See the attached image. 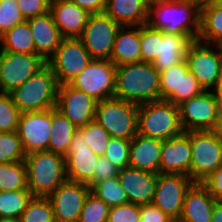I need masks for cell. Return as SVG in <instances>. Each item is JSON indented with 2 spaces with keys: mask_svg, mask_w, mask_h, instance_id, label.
Listing matches in <instances>:
<instances>
[{
  "mask_svg": "<svg viewBox=\"0 0 222 222\" xmlns=\"http://www.w3.org/2000/svg\"><path fill=\"white\" fill-rule=\"evenodd\" d=\"M6 92L2 88L1 81H0V97L3 96Z\"/></svg>",
  "mask_w": 222,
  "mask_h": 222,
  "instance_id": "cell-56",
  "label": "cell"
},
{
  "mask_svg": "<svg viewBox=\"0 0 222 222\" xmlns=\"http://www.w3.org/2000/svg\"><path fill=\"white\" fill-rule=\"evenodd\" d=\"M58 83L52 68L46 64L9 94L21 113L56 108Z\"/></svg>",
  "mask_w": 222,
  "mask_h": 222,
  "instance_id": "cell-4",
  "label": "cell"
},
{
  "mask_svg": "<svg viewBox=\"0 0 222 222\" xmlns=\"http://www.w3.org/2000/svg\"><path fill=\"white\" fill-rule=\"evenodd\" d=\"M26 20L32 32L35 54L40 55L47 62L54 55L63 38L59 29L50 12Z\"/></svg>",
  "mask_w": 222,
  "mask_h": 222,
  "instance_id": "cell-23",
  "label": "cell"
},
{
  "mask_svg": "<svg viewBox=\"0 0 222 222\" xmlns=\"http://www.w3.org/2000/svg\"><path fill=\"white\" fill-rule=\"evenodd\" d=\"M116 66L111 60L92 59V61L69 83L84 91L97 101L115 96Z\"/></svg>",
  "mask_w": 222,
  "mask_h": 222,
  "instance_id": "cell-7",
  "label": "cell"
},
{
  "mask_svg": "<svg viewBox=\"0 0 222 222\" xmlns=\"http://www.w3.org/2000/svg\"><path fill=\"white\" fill-rule=\"evenodd\" d=\"M210 222H222V203L216 201L214 204L212 219Z\"/></svg>",
  "mask_w": 222,
  "mask_h": 222,
  "instance_id": "cell-51",
  "label": "cell"
},
{
  "mask_svg": "<svg viewBox=\"0 0 222 222\" xmlns=\"http://www.w3.org/2000/svg\"><path fill=\"white\" fill-rule=\"evenodd\" d=\"M32 197L29 189L0 191V217L19 218Z\"/></svg>",
  "mask_w": 222,
  "mask_h": 222,
  "instance_id": "cell-32",
  "label": "cell"
},
{
  "mask_svg": "<svg viewBox=\"0 0 222 222\" xmlns=\"http://www.w3.org/2000/svg\"><path fill=\"white\" fill-rule=\"evenodd\" d=\"M78 131L83 135L88 147L97 156H104L111 137L99 123L93 120L87 125L79 127Z\"/></svg>",
  "mask_w": 222,
  "mask_h": 222,
  "instance_id": "cell-36",
  "label": "cell"
},
{
  "mask_svg": "<svg viewBox=\"0 0 222 222\" xmlns=\"http://www.w3.org/2000/svg\"><path fill=\"white\" fill-rule=\"evenodd\" d=\"M65 157L67 180L93 186L94 167L99 158L91 150L83 135L77 131Z\"/></svg>",
  "mask_w": 222,
  "mask_h": 222,
  "instance_id": "cell-18",
  "label": "cell"
},
{
  "mask_svg": "<svg viewBox=\"0 0 222 222\" xmlns=\"http://www.w3.org/2000/svg\"><path fill=\"white\" fill-rule=\"evenodd\" d=\"M114 97L138 105L160 100V73L142 61L116 67Z\"/></svg>",
  "mask_w": 222,
  "mask_h": 222,
  "instance_id": "cell-1",
  "label": "cell"
},
{
  "mask_svg": "<svg viewBox=\"0 0 222 222\" xmlns=\"http://www.w3.org/2000/svg\"><path fill=\"white\" fill-rule=\"evenodd\" d=\"M49 12L63 38H79L91 15L69 0H58L50 3Z\"/></svg>",
  "mask_w": 222,
  "mask_h": 222,
  "instance_id": "cell-21",
  "label": "cell"
},
{
  "mask_svg": "<svg viewBox=\"0 0 222 222\" xmlns=\"http://www.w3.org/2000/svg\"><path fill=\"white\" fill-rule=\"evenodd\" d=\"M217 5L222 7V0H213Z\"/></svg>",
  "mask_w": 222,
  "mask_h": 222,
  "instance_id": "cell-57",
  "label": "cell"
},
{
  "mask_svg": "<svg viewBox=\"0 0 222 222\" xmlns=\"http://www.w3.org/2000/svg\"><path fill=\"white\" fill-rule=\"evenodd\" d=\"M216 201L201 182H194L186 192L178 222H210Z\"/></svg>",
  "mask_w": 222,
  "mask_h": 222,
  "instance_id": "cell-24",
  "label": "cell"
},
{
  "mask_svg": "<svg viewBox=\"0 0 222 222\" xmlns=\"http://www.w3.org/2000/svg\"><path fill=\"white\" fill-rule=\"evenodd\" d=\"M28 189L25 161L0 164V191Z\"/></svg>",
  "mask_w": 222,
  "mask_h": 222,
  "instance_id": "cell-31",
  "label": "cell"
},
{
  "mask_svg": "<svg viewBox=\"0 0 222 222\" xmlns=\"http://www.w3.org/2000/svg\"><path fill=\"white\" fill-rule=\"evenodd\" d=\"M217 200L222 199V165L201 182Z\"/></svg>",
  "mask_w": 222,
  "mask_h": 222,
  "instance_id": "cell-48",
  "label": "cell"
},
{
  "mask_svg": "<svg viewBox=\"0 0 222 222\" xmlns=\"http://www.w3.org/2000/svg\"><path fill=\"white\" fill-rule=\"evenodd\" d=\"M0 222H20L19 218L0 217Z\"/></svg>",
  "mask_w": 222,
  "mask_h": 222,
  "instance_id": "cell-54",
  "label": "cell"
},
{
  "mask_svg": "<svg viewBox=\"0 0 222 222\" xmlns=\"http://www.w3.org/2000/svg\"><path fill=\"white\" fill-rule=\"evenodd\" d=\"M120 27L105 13L91 14L79 38L93 59L110 60Z\"/></svg>",
  "mask_w": 222,
  "mask_h": 222,
  "instance_id": "cell-12",
  "label": "cell"
},
{
  "mask_svg": "<svg viewBox=\"0 0 222 222\" xmlns=\"http://www.w3.org/2000/svg\"><path fill=\"white\" fill-rule=\"evenodd\" d=\"M25 19L44 15L50 10L48 0H16Z\"/></svg>",
  "mask_w": 222,
  "mask_h": 222,
  "instance_id": "cell-45",
  "label": "cell"
},
{
  "mask_svg": "<svg viewBox=\"0 0 222 222\" xmlns=\"http://www.w3.org/2000/svg\"><path fill=\"white\" fill-rule=\"evenodd\" d=\"M215 46L216 48H213ZM185 60L189 71L205 91L215 86L222 72V51L219 45L199 40L192 41L187 49Z\"/></svg>",
  "mask_w": 222,
  "mask_h": 222,
  "instance_id": "cell-8",
  "label": "cell"
},
{
  "mask_svg": "<svg viewBox=\"0 0 222 222\" xmlns=\"http://www.w3.org/2000/svg\"><path fill=\"white\" fill-rule=\"evenodd\" d=\"M127 28L121 26L115 37L110 60L116 67L141 62L140 26Z\"/></svg>",
  "mask_w": 222,
  "mask_h": 222,
  "instance_id": "cell-26",
  "label": "cell"
},
{
  "mask_svg": "<svg viewBox=\"0 0 222 222\" xmlns=\"http://www.w3.org/2000/svg\"><path fill=\"white\" fill-rule=\"evenodd\" d=\"M191 162L190 131L163 140L160 174L188 175L191 178Z\"/></svg>",
  "mask_w": 222,
  "mask_h": 222,
  "instance_id": "cell-19",
  "label": "cell"
},
{
  "mask_svg": "<svg viewBox=\"0 0 222 222\" xmlns=\"http://www.w3.org/2000/svg\"><path fill=\"white\" fill-rule=\"evenodd\" d=\"M91 188L84 183L66 180L47 198L51 202L55 222H78Z\"/></svg>",
  "mask_w": 222,
  "mask_h": 222,
  "instance_id": "cell-15",
  "label": "cell"
},
{
  "mask_svg": "<svg viewBox=\"0 0 222 222\" xmlns=\"http://www.w3.org/2000/svg\"><path fill=\"white\" fill-rule=\"evenodd\" d=\"M19 220L20 222H55L51 202L47 197H32Z\"/></svg>",
  "mask_w": 222,
  "mask_h": 222,
  "instance_id": "cell-35",
  "label": "cell"
},
{
  "mask_svg": "<svg viewBox=\"0 0 222 222\" xmlns=\"http://www.w3.org/2000/svg\"><path fill=\"white\" fill-rule=\"evenodd\" d=\"M69 1L85 9L90 14L104 13L106 8V0H69Z\"/></svg>",
  "mask_w": 222,
  "mask_h": 222,
  "instance_id": "cell-49",
  "label": "cell"
},
{
  "mask_svg": "<svg viewBox=\"0 0 222 222\" xmlns=\"http://www.w3.org/2000/svg\"><path fill=\"white\" fill-rule=\"evenodd\" d=\"M27 186L33 197H48L67 180L65 157L49 150L26 154Z\"/></svg>",
  "mask_w": 222,
  "mask_h": 222,
  "instance_id": "cell-3",
  "label": "cell"
},
{
  "mask_svg": "<svg viewBox=\"0 0 222 222\" xmlns=\"http://www.w3.org/2000/svg\"><path fill=\"white\" fill-rule=\"evenodd\" d=\"M91 193L110 207L128 203V197L118 177L102 180L91 187Z\"/></svg>",
  "mask_w": 222,
  "mask_h": 222,
  "instance_id": "cell-33",
  "label": "cell"
},
{
  "mask_svg": "<svg viewBox=\"0 0 222 222\" xmlns=\"http://www.w3.org/2000/svg\"><path fill=\"white\" fill-rule=\"evenodd\" d=\"M25 20L16 0H0V37Z\"/></svg>",
  "mask_w": 222,
  "mask_h": 222,
  "instance_id": "cell-42",
  "label": "cell"
},
{
  "mask_svg": "<svg viewBox=\"0 0 222 222\" xmlns=\"http://www.w3.org/2000/svg\"><path fill=\"white\" fill-rule=\"evenodd\" d=\"M197 40L219 45L222 43V7L206 0L200 8V33Z\"/></svg>",
  "mask_w": 222,
  "mask_h": 222,
  "instance_id": "cell-28",
  "label": "cell"
},
{
  "mask_svg": "<svg viewBox=\"0 0 222 222\" xmlns=\"http://www.w3.org/2000/svg\"><path fill=\"white\" fill-rule=\"evenodd\" d=\"M50 3H52V2H55V1H58V0H48Z\"/></svg>",
  "mask_w": 222,
  "mask_h": 222,
  "instance_id": "cell-58",
  "label": "cell"
},
{
  "mask_svg": "<svg viewBox=\"0 0 222 222\" xmlns=\"http://www.w3.org/2000/svg\"><path fill=\"white\" fill-rule=\"evenodd\" d=\"M204 91L197 78L189 71L188 64L184 59L181 62L180 103L199 96Z\"/></svg>",
  "mask_w": 222,
  "mask_h": 222,
  "instance_id": "cell-43",
  "label": "cell"
},
{
  "mask_svg": "<svg viewBox=\"0 0 222 222\" xmlns=\"http://www.w3.org/2000/svg\"><path fill=\"white\" fill-rule=\"evenodd\" d=\"M26 152L17 132H0V164L24 161Z\"/></svg>",
  "mask_w": 222,
  "mask_h": 222,
  "instance_id": "cell-37",
  "label": "cell"
},
{
  "mask_svg": "<svg viewBox=\"0 0 222 222\" xmlns=\"http://www.w3.org/2000/svg\"><path fill=\"white\" fill-rule=\"evenodd\" d=\"M181 62L160 72V100L180 104Z\"/></svg>",
  "mask_w": 222,
  "mask_h": 222,
  "instance_id": "cell-34",
  "label": "cell"
},
{
  "mask_svg": "<svg viewBox=\"0 0 222 222\" xmlns=\"http://www.w3.org/2000/svg\"><path fill=\"white\" fill-rule=\"evenodd\" d=\"M179 107L166 100L139 105L138 133L151 138L167 140L183 133Z\"/></svg>",
  "mask_w": 222,
  "mask_h": 222,
  "instance_id": "cell-5",
  "label": "cell"
},
{
  "mask_svg": "<svg viewBox=\"0 0 222 222\" xmlns=\"http://www.w3.org/2000/svg\"><path fill=\"white\" fill-rule=\"evenodd\" d=\"M184 132L212 131L220 114V107L211 90L178 105Z\"/></svg>",
  "mask_w": 222,
  "mask_h": 222,
  "instance_id": "cell-11",
  "label": "cell"
},
{
  "mask_svg": "<svg viewBox=\"0 0 222 222\" xmlns=\"http://www.w3.org/2000/svg\"><path fill=\"white\" fill-rule=\"evenodd\" d=\"M191 179L202 182L222 165V141L212 131H190Z\"/></svg>",
  "mask_w": 222,
  "mask_h": 222,
  "instance_id": "cell-9",
  "label": "cell"
},
{
  "mask_svg": "<svg viewBox=\"0 0 222 222\" xmlns=\"http://www.w3.org/2000/svg\"><path fill=\"white\" fill-rule=\"evenodd\" d=\"M158 174L127 166L118 171V179L128 201L133 204H151L155 195Z\"/></svg>",
  "mask_w": 222,
  "mask_h": 222,
  "instance_id": "cell-20",
  "label": "cell"
},
{
  "mask_svg": "<svg viewBox=\"0 0 222 222\" xmlns=\"http://www.w3.org/2000/svg\"><path fill=\"white\" fill-rule=\"evenodd\" d=\"M143 1L150 8L152 5L159 4L161 2H166L167 0H143Z\"/></svg>",
  "mask_w": 222,
  "mask_h": 222,
  "instance_id": "cell-53",
  "label": "cell"
},
{
  "mask_svg": "<svg viewBox=\"0 0 222 222\" xmlns=\"http://www.w3.org/2000/svg\"><path fill=\"white\" fill-rule=\"evenodd\" d=\"M211 92L215 100L218 102L220 110H222V72Z\"/></svg>",
  "mask_w": 222,
  "mask_h": 222,
  "instance_id": "cell-50",
  "label": "cell"
},
{
  "mask_svg": "<svg viewBox=\"0 0 222 222\" xmlns=\"http://www.w3.org/2000/svg\"><path fill=\"white\" fill-rule=\"evenodd\" d=\"M110 206L89 193L85 199L78 222H107Z\"/></svg>",
  "mask_w": 222,
  "mask_h": 222,
  "instance_id": "cell-39",
  "label": "cell"
},
{
  "mask_svg": "<svg viewBox=\"0 0 222 222\" xmlns=\"http://www.w3.org/2000/svg\"><path fill=\"white\" fill-rule=\"evenodd\" d=\"M200 6L193 2L167 0L149 8L147 24L167 34L197 40L200 33Z\"/></svg>",
  "mask_w": 222,
  "mask_h": 222,
  "instance_id": "cell-2",
  "label": "cell"
},
{
  "mask_svg": "<svg viewBox=\"0 0 222 222\" xmlns=\"http://www.w3.org/2000/svg\"><path fill=\"white\" fill-rule=\"evenodd\" d=\"M130 140L110 138L104 157L119 170L129 166Z\"/></svg>",
  "mask_w": 222,
  "mask_h": 222,
  "instance_id": "cell-41",
  "label": "cell"
},
{
  "mask_svg": "<svg viewBox=\"0 0 222 222\" xmlns=\"http://www.w3.org/2000/svg\"><path fill=\"white\" fill-rule=\"evenodd\" d=\"M104 13L120 26L147 24L149 7L143 0H106Z\"/></svg>",
  "mask_w": 222,
  "mask_h": 222,
  "instance_id": "cell-25",
  "label": "cell"
},
{
  "mask_svg": "<svg viewBox=\"0 0 222 222\" xmlns=\"http://www.w3.org/2000/svg\"><path fill=\"white\" fill-rule=\"evenodd\" d=\"M51 125L49 151L65 156L78 128L56 108H52Z\"/></svg>",
  "mask_w": 222,
  "mask_h": 222,
  "instance_id": "cell-29",
  "label": "cell"
},
{
  "mask_svg": "<svg viewBox=\"0 0 222 222\" xmlns=\"http://www.w3.org/2000/svg\"><path fill=\"white\" fill-rule=\"evenodd\" d=\"M97 100L69 84L58 87L56 109L77 128L95 120Z\"/></svg>",
  "mask_w": 222,
  "mask_h": 222,
  "instance_id": "cell-17",
  "label": "cell"
},
{
  "mask_svg": "<svg viewBox=\"0 0 222 222\" xmlns=\"http://www.w3.org/2000/svg\"><path fill=\"white\" fill-rule=\"evenodd\" d=\"M140 222H175L153 203L140 205Z\"/></svg>",
  "mask_w": 222,
  "mask_h": 222,
  "instance_id": "cell-47",
  "label": "cell"
},
{
  "mask_svg": "<svg viewBox=\"0 0 222 222\" xmlns=\"http://www.w3.org/2000/svg\"><path fill=\"white\" fill-rule=\"evenodd\" d=\"M176 1H184V2H193L195 4H198L200 7L206 0H176Z\"/></svg>",
  "mask_w": 222,
  "mask_h": 222,
  "instance_id": "cell-55",
  "label": "cell"
},
{
  "mask_svg": "<svg viewBox=\"0 0 222 222\" xmlns=\"http://www.w3.org/2000/svg\"><path fill=\"white\" fill-rule=\"evenodd\" d=\"M92 57L80 38H62L54 55L47 61L58 85L69 84L91 61Z\"/></svg>",
  "mask_w": 222,
  "mask_h": 222,
  "instance_id": "cell-10",
  "label": "cell"
},
{
  "mask_svg": "<svg viewBox=\"0 0 222 222\" xmlns=\"http://www.w3.org/2000/svg\"><path fill=\"white\" fill-rule=\"evenodd\" d=\"M141 61L153 63L160 54L161 30L152 29L148 24L140 26Z\"/></svg>",
  "mask_w": 222,
  "mask_h": 222,
  "instance_id": "cell-38",
  "label": "cell"
},
{
  "mask_svg": "<svg viewBox=\"0 0 222 222\" xmlns=\"http://www.w3.org/2000/svg\"><path fill=\"white\" fill-rule=\"evenodd\" d=\"M194 181L188 175L158 174L153 204L178 222L185 195Z\"/></svg>",
  "mask_w": 222,
  "mask_h": 222,
  "instance_id": "cell-14",
  "label": "cell"
},
{
  "mask_svg": "<svg viewBox=\"0 0 222 222\" xmlns=\"http://www.w3.org/2000/svg\"><path fill=\"white\" fill-rule=\"evenodd\" d=\"M139 105L118 98L98 101L95 121L99 123L112 138L132 140L138 133Z\"/></svg>",
  "mask_w": 222,
  "mask_h": 222,
  "instance_id": "cell-6",
  "label": "cell"
},
{
  "mask_svg": "<svg viewBox=\"0 0 222 222\" xmlns=\"http://www.w3.org/2000/svg\"><path fill=\"white\" fill-rule=\"evenodd\" d=\"M47 62L35 53H13L0 50V81L6 93L22 85Z\"/></svg>",
  "mask_w": 222,
  "mask_h": 222,
  "instance_id": "cell-13",
  "label": "cell"
},
{
  "mask_svg": "<svg viewBox=\"0 0 222 222\" xmlns=\"http://www.w3.org/2000/svg\"><path fill=\"white\" fill-rule=\"evenodd\" d=\"M163 140L139 133L131 140L129 166L150 173H160Z\"/></svg>",
  "mask_w": 222,
  "mask_h": 222,
  "instance_id": "cell-22",
  "label": "cell"
},
{
  "mask_svg": "<svg viewBox=\"0 0 222 222\" xmlns=\"http://www.w3.org/2000/svg\"><path fill=\"white\" fill-rule=\"evenodd\" d=\"M212 132L222 141V110L220 111L219 117Z\"/></svg>",
  "mask_w": 222,
  "mask_h": 222,
  "instance_id": "cell-52",
  "label": "cell"
},
{
  "mask_svg": "<svg viewBox=\"0 0 222 222\" xmlns=\"http://www.w3.org/2000/svg\"><path fill=\"white\" fill-rule=\"evenodd\" d=\"M51 122L52 108L41 112L21 113L17 133L26 154L49 150Z\"/></svg>",
  "mask_w": 222,
  "mask_h": 222,
  "instance_id": "cell-16",
  "label": "cell"
},
{
  "mask_svg": "<svg viewBox=\"0 0 222 222\" xmlns=\"http://www.w3.org/2000/svg\"><path fill=\"white\" fill-rule=\"evenodd\" d=\"M20 115L9 93L0 97V132H17Z\"/></svg>",
  "mask_w": 222,
  "mask_h": 222,
  "instance_id": "cell-40",
  "label": "cell"
},
{
  "mask_svg": "<svg viewBox=\"0 0 222 222\" xmlns=\"http://www.w3.org/2000/svg\"><path fill=\"white\" fill-rule=\"evenodd\" d=\"M119 169L111 163L107 158L101 156L98 158L93 174V185L96 183L118 176Z\"/></svg>",
  "mask_w": 222,
  "mask_h": 222,
  "instance_id": "cell-46",
  "label": "cell"
},
{
  "mask_svg": "<svg viewBox=\"0 0 222 222\" xmlns=\"http://www.w3.org/2000/svg\"><path fill=\"white\" fill-rule=\"evenodd\" d=\"M192 40L185 35L167 34L161 31L160 54L153 61V66L162 72L172 65H177L185 59L187 49Z\"/></svg>",
  "mask_w": 222,
  "mask_h": 222,
  "instance_id": "cell-27",
  "label": "cell"
},
{
  "mask_svg": "<svg viewBox=\"0 0 222 222\" xmlns=\"http://www.w3.org/2000/svg\"><path fill=\"white\" fill-rule=\"evenodd\" d=\"M0 50L23 54L35 53L34 40L27 20L15 25L0 37Z\"/></svg>",
  "mask_w": 222,
  "mask_h": 222,
  "instance_id": "cell-30",
  "label": "cell"
},
{
  "mask_svg": "<svg viewBox=\"0 0 222 222\" xmlns=\"http://www.w3.org/2000/svg\"><path fill=\"white\" fill-rule=\"evenodd\" d=\"M107 222H140V205L128 202L110 207Z\"/></svg>",
  "mask_w": 222,
  "mask_h": 222,
  "instance_id": "cell-44",
  "label": "cell"
}]
</instances>
